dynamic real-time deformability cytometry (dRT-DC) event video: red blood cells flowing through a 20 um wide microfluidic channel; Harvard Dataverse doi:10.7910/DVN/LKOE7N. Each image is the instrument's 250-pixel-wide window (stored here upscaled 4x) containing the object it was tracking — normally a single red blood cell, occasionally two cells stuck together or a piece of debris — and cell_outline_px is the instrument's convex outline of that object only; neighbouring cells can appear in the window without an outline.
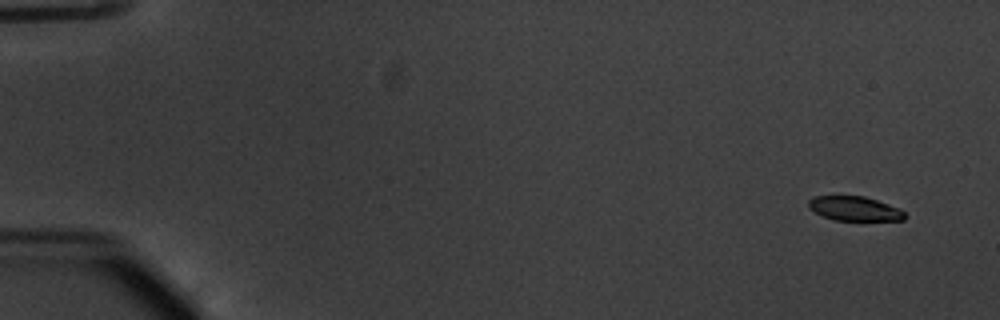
{"species": "common noctule bat (a hibernating species)", "species_latin": "Nyctalus noctula", "temperature_condition": "warm", "stored_images_in_passage": 54, "camera_frame_rate_fps": 3000, "um_per_image_px": 0.085, "animal": {"sex": "male", "body_mass_g": 20.1, "forearm_length_mm": 53.5}, "frame": {"image": 1, "passage_image": 3, "time_ms": 0.667, "image_size_px": [1000, 320], "cell_outline_px": [[908, 216], [904, 220], [832, 220], [808, 208], [808, 200], [816, 196], [864, 196], [900, 208]], "centroid_in_image_um": [72.66, 17.73], "position_along_channel_um": 12.3, "area_um2": 13.64}}
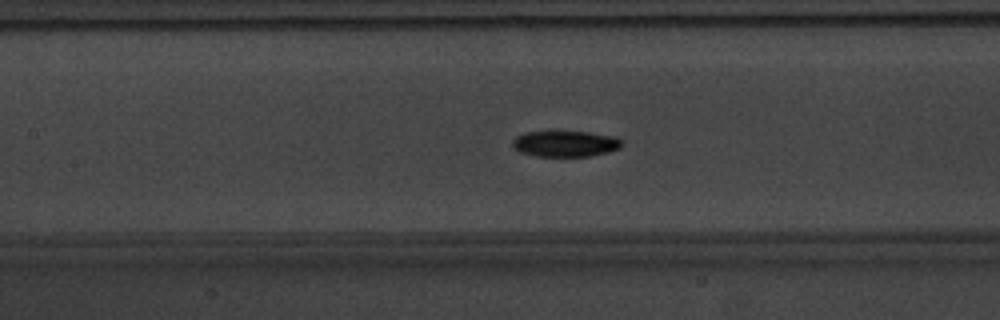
{"frame": {"image": 2, "passage_image": 26, "time_ms": 8.333, "image_size_px": [1000, 320], "cell_outline_px": [[620, 148], [608, 152], [592, 156], [536, 156], [520, 152], [512, 144], [512, 140], [516, 136], [524, 132], [552, 128], [588, 132], [612, 136], [620, 140]], "centroid_in_image_um": [47.97, 12.16], "position_along_channel_um": 159.4, "area_um2": 17.22}}
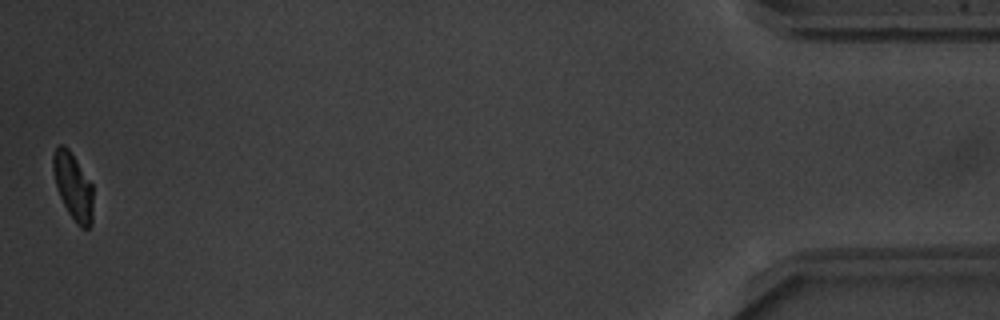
{"frame": {"image": 3, "passage_image": 54, "time_ms": 17.667, "image_size_px": [1000, 320], "cell_outline_px": [[92, 224], [88, 228], [80, 228], [76, 224], [68, 212], [60, 196], [56, 184], [52, 168], [52, 156], [56, 148], [60, 144], [64, 144], [68, 148], [92, 184]], "centroid_in_image_um": [6.21, 15.85], "position_along_channel_um": 429.0, "area_um2": 15.43}, "authors_computed_cell_mechanics": {"area_um2": 16.473, "velocity_mm_per_s": 3.7847, "shape_relaxation_time_tau1_ms": 2.1729, "shape_relaxation_time_tau2_ms": 4.4945, "deformation_change_tau1": 0.1272, "deformation_change_tau2": 0.0715}}